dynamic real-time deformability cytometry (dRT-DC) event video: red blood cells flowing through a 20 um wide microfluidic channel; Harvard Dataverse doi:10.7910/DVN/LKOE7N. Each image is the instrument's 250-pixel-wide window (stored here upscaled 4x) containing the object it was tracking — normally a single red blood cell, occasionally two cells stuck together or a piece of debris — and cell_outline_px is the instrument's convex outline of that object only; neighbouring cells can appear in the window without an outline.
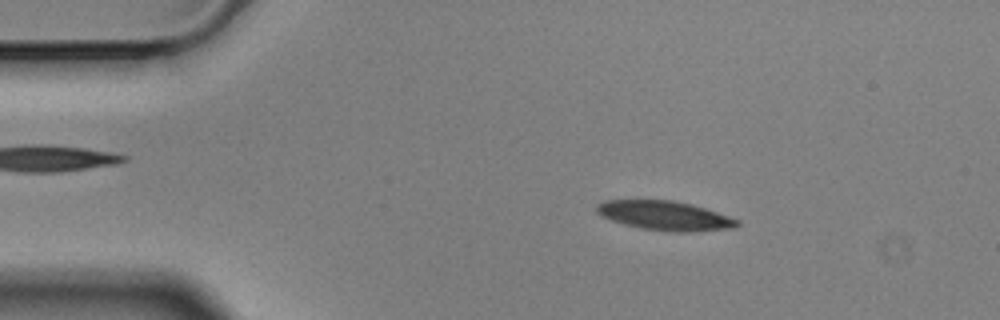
{"species": "Egyptian fruit bat (a non-hibernating species)", "species_latin": "Rousettus aegyptiacus", "temperature_condition": "cold", "stored_images_in_passage": 51, "camera_frame_rate_fps": 3000, "um_per_image_px": 0.085, "animal": {"sex": "male"}, "frame": {"image": 1, "passage_image": 4, "time_ms": 1.0, "image_size_px": [1000, 320], "cell_outline_px": [[740, 224], [736, 228], [688, 232], [672, 232], [640, 228], [624, 224], [612, 220], [596, 212], [596, 204], [604, 200], [672, 200], [692, 204], [740, 220]], "centroid_in_image_um": [56.53, 18.33], "position_along_channel_um": 28.5, "area_um2": 23.99}}
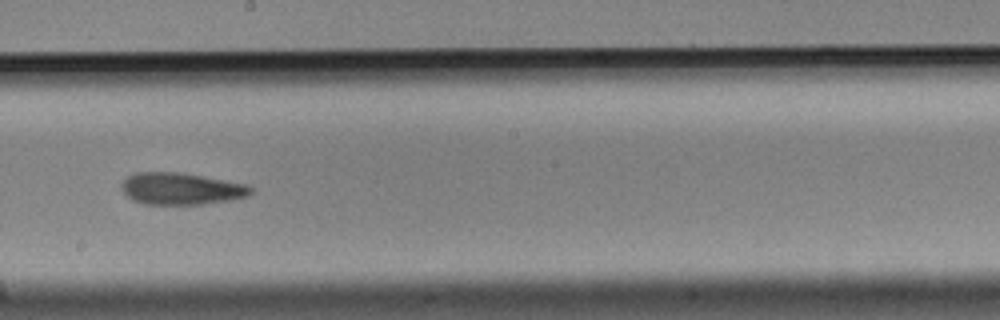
{"frame": {"image": 2, "passage_image": 26, "time_ms": 8.333, "image_size_px": [1000, 320], "cell_outline_px": [[252, 192], [248, 196], [228, 200], [204, 204], [144, 204], [132, 200], [124, 192], [120, 184], [128, 176], [136, 172], [176, 172], [200, 176], [244, 184], [252, 188]], "centroid_in_image_um": [15.35, 16.05], "position_along_channel_um": 232.9, "area_um2": 23.64}}
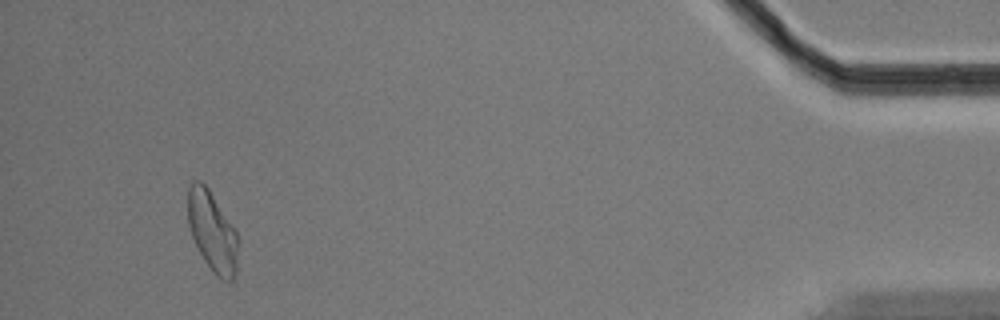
{"frame": {"image": 3, "passage_image": 48, "time_ms": 15.667, "image_size_px": [1000, 320], "cell_outline_px": [[240, 244], [236, 272], [232, 280], [224, 280], [216, 276], [204, 260], [192, 236], [188, 224], [188, 188], [192, 180], [200, 180], [208, 188], [236, 232]], "centroid_in_image_um": [18.06, 19.69], "position_along_channel_um": 417.1, "area_um2": 23.35}, "authors_computed_cell_mechanics": {"area_um2": 24.0448, "velocity_mm_per_s": 3.4925, "shape_relaxation_time_tau1_ms": 10.8624, "shape_relaxation_time_tau2_ms": 7.6856, "deformation_change_tau1": 0.2036, "deformation_change_tau2": 0.1795}}